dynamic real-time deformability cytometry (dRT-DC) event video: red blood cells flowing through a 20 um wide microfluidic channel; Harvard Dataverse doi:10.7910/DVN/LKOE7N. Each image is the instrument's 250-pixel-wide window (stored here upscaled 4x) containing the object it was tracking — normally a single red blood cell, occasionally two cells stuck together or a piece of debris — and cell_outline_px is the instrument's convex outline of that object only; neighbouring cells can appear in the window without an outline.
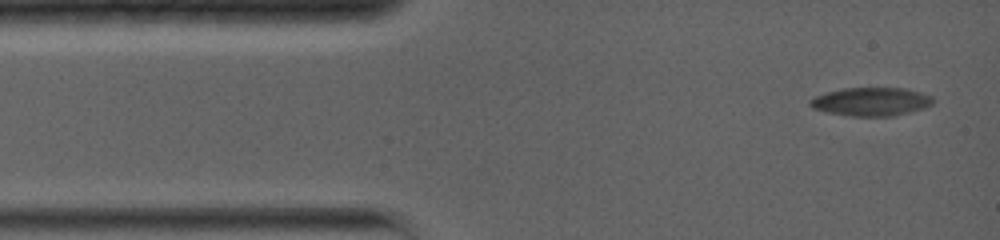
{"species": "common noctule bat (a hibernating species)", "species_latin": "Nyctalus noctula", "temperature_condition": "warm", "stored_images_in_passage": 24, "camera_frame_rate_fps": 5000, "um_per_image_px": 0.085, "animal": {"sex": "female", "body_mass_g": 19.0, "forearm_length_mm": 56.7}, "frame": {"image": 1, "passage_image": 1, "time_ms": 0.0, "image_size_px": [1000, 240], "cell_outline_px": [[932, 104], [924, 108], [892, 116], [852, 116], [824, 112], [812, 108], [808, 104], [808, 100], [816, 96], [828, 92], [844, 88], [904, 88], [920, 92], [932, 96]], "centroid_in_image_um": [74.01, 8.64], "position_along_channel_um": 11.0, "area_um2": 20.29}}
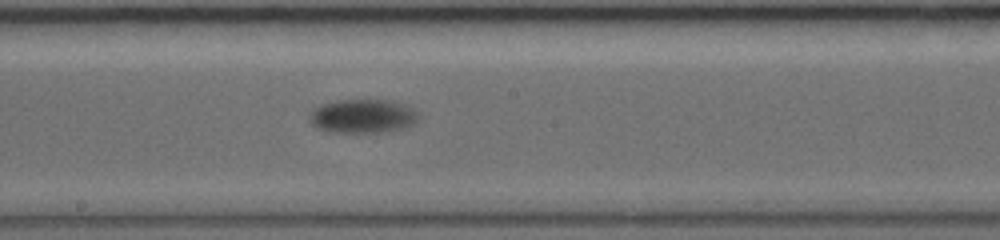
{"frame": {"image": 2, "passage_image": 8, "time_ms": 7.4, "image_size_px": [1000, 240], "cell_outline_px": [[420, 116], [412, 124], [400, 128], [380, 132], [332, 132], [316, 128], [308, 120], [308, 116], [320, 104], [336, 100], [392, 100], [404, 104], [412, 108]], "centroid_in_image_um": [30.79, 9.86], "position_along_channel_um": 217.4, "area_um2": 21.39}}
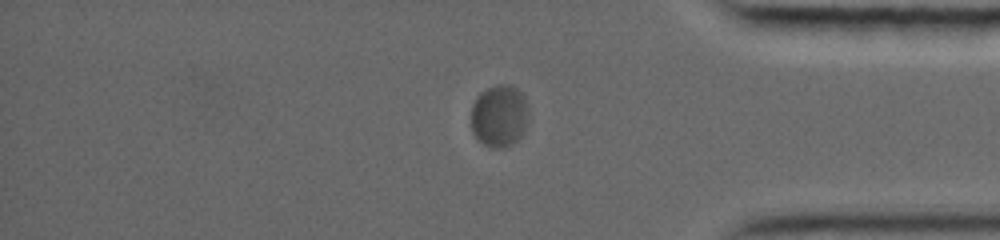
{"frame": {"image": 3, "passage_image": 17, "time_ms": 12.6, "image_size_px": [1000, 240], "cell_outline_px": [[524, 132], [512, 144], [504, 148], [492, 148], [484, 144], [472, 132], [472, 104], [476, 96], [480, 92], [496, 84], [508, 84], [516, 88], [524, 96]], "centroid_in_image_um": [42.37, 9.84], "position_along_channel_um": 392.8, "area_um2": 20.29}}